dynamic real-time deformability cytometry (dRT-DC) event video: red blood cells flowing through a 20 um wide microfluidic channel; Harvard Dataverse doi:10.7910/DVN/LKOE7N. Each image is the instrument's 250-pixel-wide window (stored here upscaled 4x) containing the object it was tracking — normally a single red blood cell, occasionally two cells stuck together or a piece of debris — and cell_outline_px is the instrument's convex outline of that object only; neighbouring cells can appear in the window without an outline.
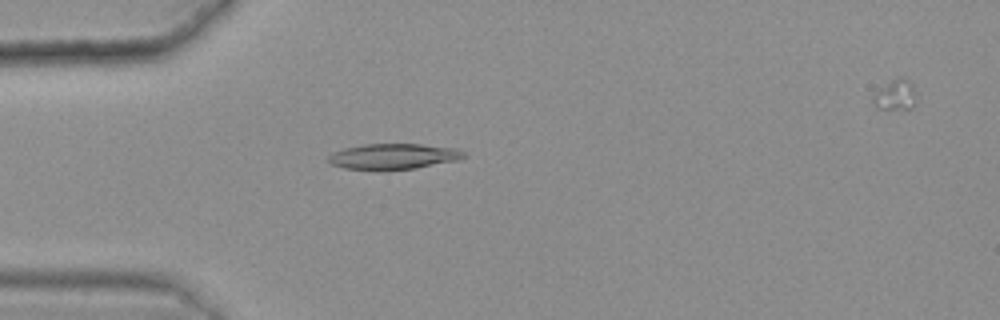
{"species": "common noctule bat (a hibernating species)", "species_latin": "Nyctalus noctula", "temperature_condition": "warm", "stored_images_in_passage": 49, "camera_frame_rate_fps": 3000, "um_per_image_px": 0.085, "animal": {"sex": "female", "body_mass_g": 25.1}, "frame": {"image": 1, "passage_image": 16, "time_ms": 5.0, "image_size_px": [1000, 320], "cell_outline_px": [[464, 156], [460, 160], [416, 168], [384, 172], [380, 172], [344, 168], [332, 164], [328, 160], [328, 156], [344, 148], [364, 144], [420, 144], [460, 148], [464, 152]], "centroid_in_image_um": [33.47, 13.32], "position_along_channel_um": 51.5, "area_um2": 20.81}}
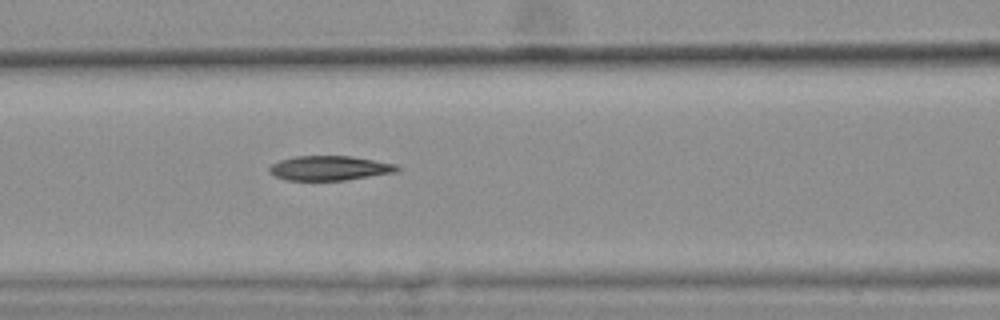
{"frame": {"image": 2, "passage_image": 24, "time_ms": 7.667, "image_size_px": [1000, 320], "cell_outline_px": [[400, 168], [396, 172], [344, 180], [288, 180], [276, 176], [268, 172], [268, 168], [272, 164], [280, 160], [296, 156], [352, 156], [396, 164]], "centroid_in_image_um": [28.0, 14.28], "position_along_channel_um": 138.6, "area_um2": 18.15}}
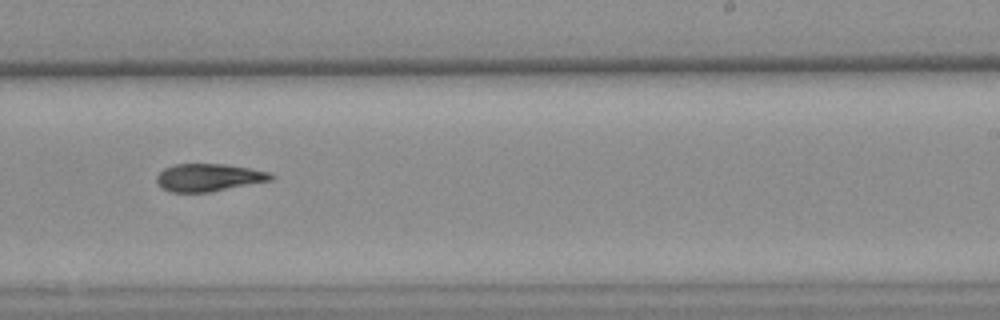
{"frame": {"image": 3, "passage_image": 35, "time_ms": 11.333, "image_size_px": [1000, 320], "cell_outline_px": [[276, 176], [272, 180], [208, 192], [168, 192], [156, 180], [156, 176], [164, 168], [176, 164], [224, 164], [272, 172]], "centroid_in_image_um": [17.76, 15.08], "position_along_channel_um": 271.2, "area_um2": 18.26}}